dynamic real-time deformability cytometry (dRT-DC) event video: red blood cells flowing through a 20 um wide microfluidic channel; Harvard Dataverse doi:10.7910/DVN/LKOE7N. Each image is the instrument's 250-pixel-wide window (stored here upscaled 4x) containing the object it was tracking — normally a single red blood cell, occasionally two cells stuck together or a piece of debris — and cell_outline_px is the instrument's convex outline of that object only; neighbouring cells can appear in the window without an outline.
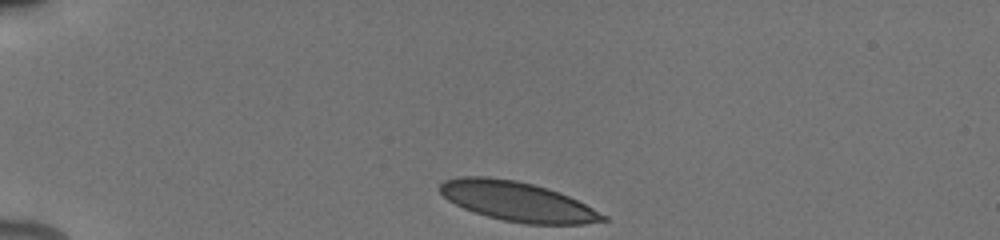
{"species": "human", "species_latin": "Homo sapiens", "temperature_condition": "cold", "stored_images_in_passage": 15, "camera_frame_rate_fps": 3000, "um_per_image_px": 0.085, "donor": {"sex": "male"}, "frame": {"image": 1, "passage_image": 1, "time_ms": 0.0, "image_size_px": [1000, 240], "cell_outline_px": [[608, 220], [584, 224], [524, 224], [504, 220], [488, 216], [464, 208], [448, 200], [440, 192], [440, 184], [444, 180], [460, 176], [488, 176], [516, 180], [548, 188], [560, 192], [608, 216]], "centroid_in_image_um": [43.98, 17.11], "position_along_channel_um": 41.0, "area_um2": 37.34}}
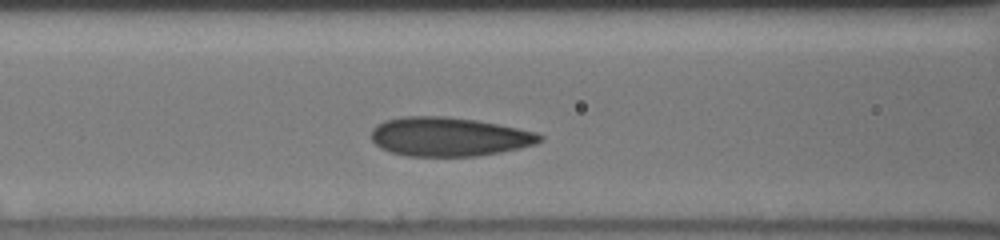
{"frame": {"image": 2, "passage_image": 9, "time_ms": 3.667, "image_size_px": [1000, 240], "cell_outline_px": [[544, 140], [536, 144], [520, 148], [500, 152], [476, 156], [404, 156], [380, 148], [372, 140], [372, 128], [376, 124], [384, 120], [400, 116], [448, 116], [476, 120], [500, 124], [536, 132], [544, 136]], "centroid_in_image_um": [38.17, 11.61], "position_along_channel_um": 128.4, "area_um2": 38.67}}
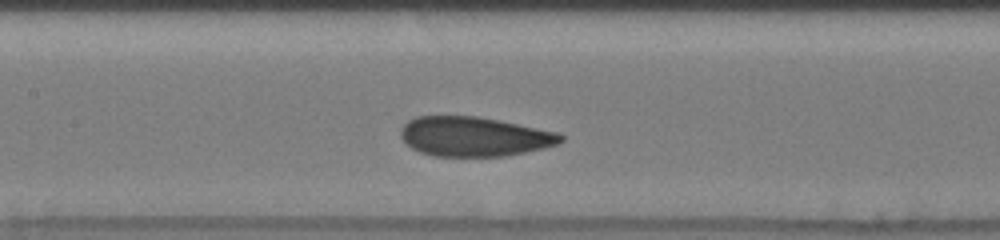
{"frame": {"image": 3, "passage_image": 12, "time_ms": 4.667, "image_size_px": [1000, 240], "cell_outline_px": [[564, 140], [556, 144], [544, 148], [504, 156], [432, 156], [420, 152], [412, 148], [400, 136], [400, 128], [408, 120], [416, 116], [476, 116], [500, 120], [556, 132], [564, 136]], "centroid_in_image_um": [40.27, 11.6], "position_along_channel_um": 167.1, "area_um2": 36.82}}